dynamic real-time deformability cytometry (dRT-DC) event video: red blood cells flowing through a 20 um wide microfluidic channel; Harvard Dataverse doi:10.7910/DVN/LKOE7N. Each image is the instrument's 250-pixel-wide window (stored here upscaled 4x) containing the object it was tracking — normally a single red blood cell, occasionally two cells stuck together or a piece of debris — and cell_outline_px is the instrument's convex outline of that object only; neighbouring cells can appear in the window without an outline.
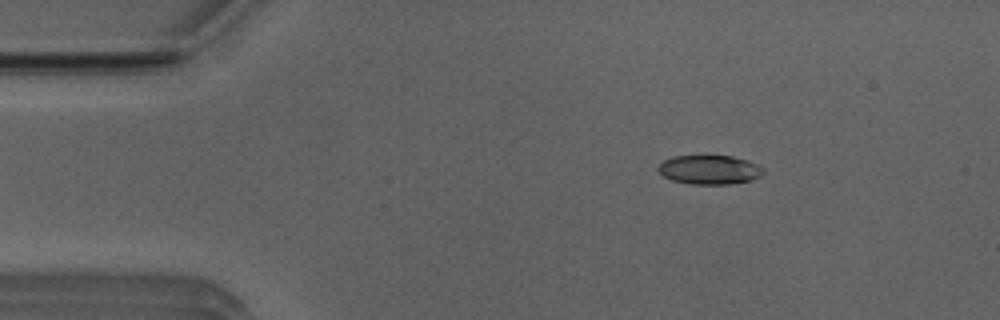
{"species": "Egyptian fruit bat (a non-hibernating species)", "species_latin": "Rousettus aegyptiacus", "temperature_condition": "room temperature", "stored_images_in_passage": 12, "camera_frame_rate_fps": 3000, "um_per_image_px": 0.085, "animal": {"sex": "male"}, "frame": {"image": 1, "passage_image": 7, "time_ms": 2.0, "image_size_px": [1000, 320], "cell_outline_px": [[764, 172], [760, 176], [752, 180], [728, 184], [688, 184], [672, 180], [664, 176], [656, 168], [664, 160], [672, 156], [732, 156], [756, 164], [764, 168]], "centroid_in_image_um": [60.29, 14.43], "position_along_channel_um": 24.7, "area_um2": 17.74}}